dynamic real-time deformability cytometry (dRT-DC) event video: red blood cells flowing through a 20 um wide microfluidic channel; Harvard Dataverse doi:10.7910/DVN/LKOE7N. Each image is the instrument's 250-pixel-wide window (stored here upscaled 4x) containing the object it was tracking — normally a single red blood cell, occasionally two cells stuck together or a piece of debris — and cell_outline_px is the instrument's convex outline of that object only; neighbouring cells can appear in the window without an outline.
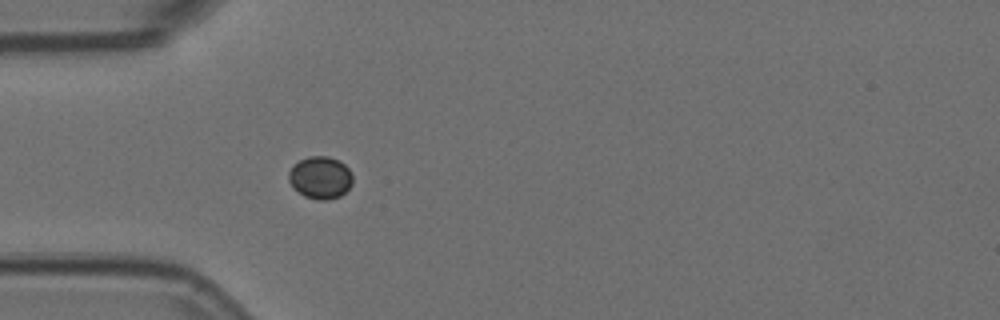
{"species": "Egyptian fruit bat (a non-hibernating species)", "species_latin": "Rousettus aegyptiacus", "temperature_condition": "room temperature", "stored_images_in_passage": 40, "camera_frame_rate_fps": 3000, "um_per_image_px": 0.085, "animal": {"sex": "female"}, "frame": {"image": 1, "passage_image": 1, "time_ms": 0.0, "image_size_px": [1000, 320], "cell_outline_px": [[352, 184], [340, 196], [328, 200], [316, 200], [304, 196], [288, 180], [288, 172], [300, 160], [308, 156], [328, 156], [344, 164], [348, 168], [352, 176]], "centroid_in_image_um": [27.24, 15.1], "position_along_channel_um": 57.8, "area_um2": 15.55}}
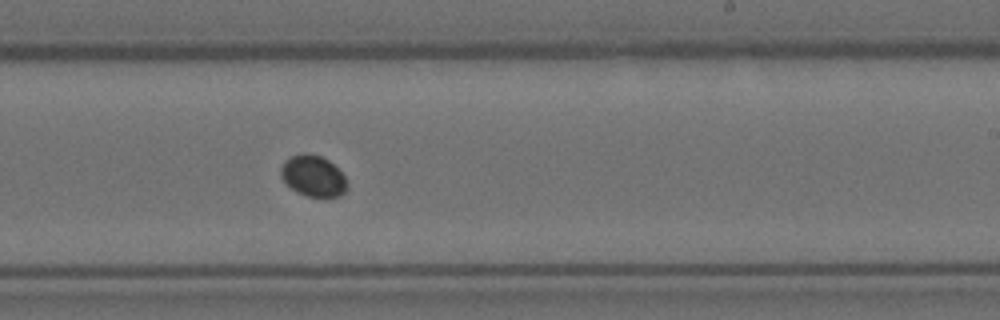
{"frame": {"image": 2, "passage_image": 18, "time_ms": 5.667, "image_size_px": [1000, 320], "cell_outline_px": [[348, 188], [340, 196], [304, 196], [296, 192], [280, 176], [280, 168], [284, 160], [292, 156], [304, 152], [308, 152], [320, 156], [328, 160], [344, 176], [348, 184]], "centroid_in_image_um": [26.6, 14.95], "position_along_channel_um": 262.4, "area_um2": 15.84}}
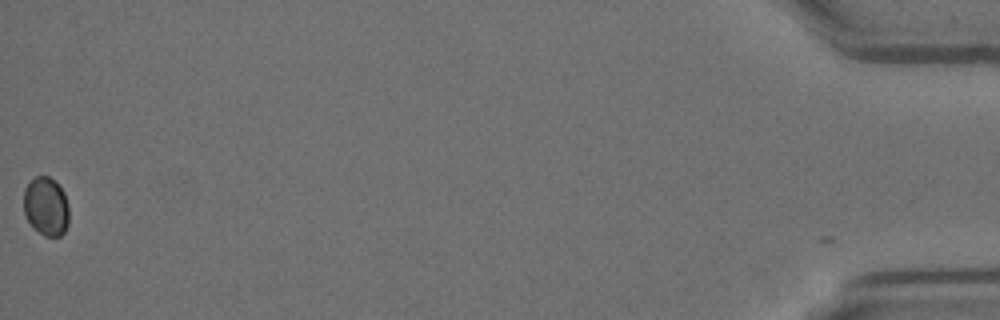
{"frame": {"image": 3, "passage_image": 40, "time_ms": 13.0, "image_size_px": [1000, 320], "cell_outline_px": [[68, 224], [64, 232], [60, 236], [44, 236], [32, 228], [24, 212], [24, 188], [36, 176], [48, 176], [64, 192], [68, 204]], "centroid_in_image_um": [3.91, 17.57], "position_along_channel_um": 431.3, "area_um2": 15.43}}